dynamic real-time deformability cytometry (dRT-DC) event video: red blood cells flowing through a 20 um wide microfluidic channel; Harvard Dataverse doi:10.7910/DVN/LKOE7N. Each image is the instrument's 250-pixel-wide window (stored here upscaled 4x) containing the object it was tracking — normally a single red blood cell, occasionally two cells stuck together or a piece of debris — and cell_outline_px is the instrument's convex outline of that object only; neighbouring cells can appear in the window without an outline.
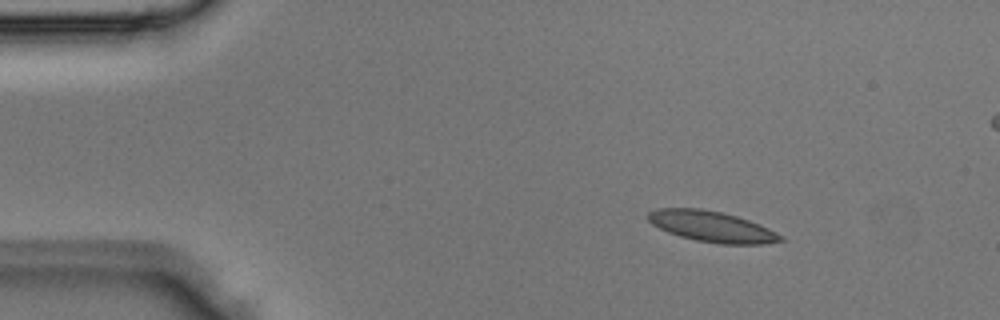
{"species": "Egyptian fruit bat (a non-hibernating species)", "species_latin": "Rousettus aegyptiacus", "temperature_condition": "room temperature", "stored_images_in_passage": 3, "camera_frame_rate_fps": 3000, "um_per_image_px": 0.085, "animal": {"sex": "male"}, "frame": {"image": 1, "passage_image": 1, "time_ms": 0.0, "image_size_px": [1000, 320], "cell_outline_px": [[784, 240], [764, 244], [720, 244], [696, 240], [680, 236], [668, 232], [652, 224], [648, 220], [648, 212], [660, 208], [700, 208], [720, 212], [736, 216], [748, 220], [768, 228], [784, 236]], "centroid_in_image_um": [60.51, 19.26], "position_along_channel_um": 24.5, "area_um2": 23.58}}